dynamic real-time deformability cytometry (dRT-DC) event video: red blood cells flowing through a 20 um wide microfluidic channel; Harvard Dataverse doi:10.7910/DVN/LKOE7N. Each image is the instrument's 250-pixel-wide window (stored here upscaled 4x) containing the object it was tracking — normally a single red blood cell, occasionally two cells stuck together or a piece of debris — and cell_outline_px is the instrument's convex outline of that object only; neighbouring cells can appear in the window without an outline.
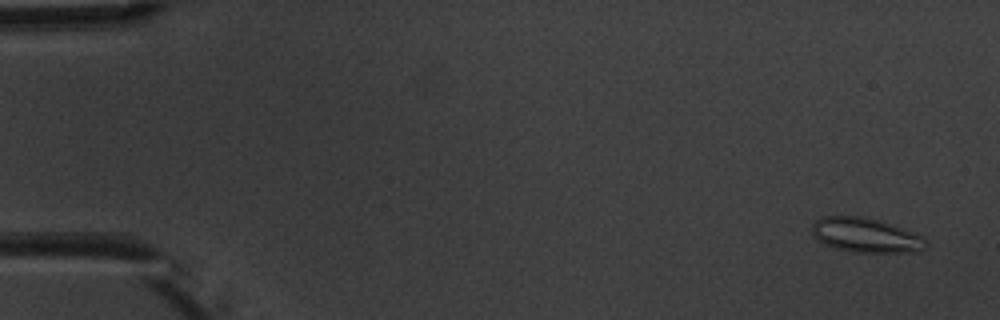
{"species": "common noctule bat (a hibernating species)", "species_latin": "Nyctalus noctula", "temperature_condition": "warm", "stored_images_in_passage": 6, "camera_frame_rate_fps": 3000, "um_per_image_px": 0.085, "animal": {"sex": "male", "body_mass_g": 20.1, "forearm_length_mm": 53.5}, "frame": {"image": 1, "passage_image": 1, "time_ms": 0.0, "image_size_px": [1000, 320], "cell_outline_px": [[928, 240], [924, 248], [920, 252], [852, 252], [836, 248], [824, 244], [812, 236], [812, 224], [820, 216], [860, 216], [880, 220], [924, 236]], "centroid_in_image_um": [73.59, 19.99], "position_along_channel_um": 11.4, "area_um2": 23.12}}
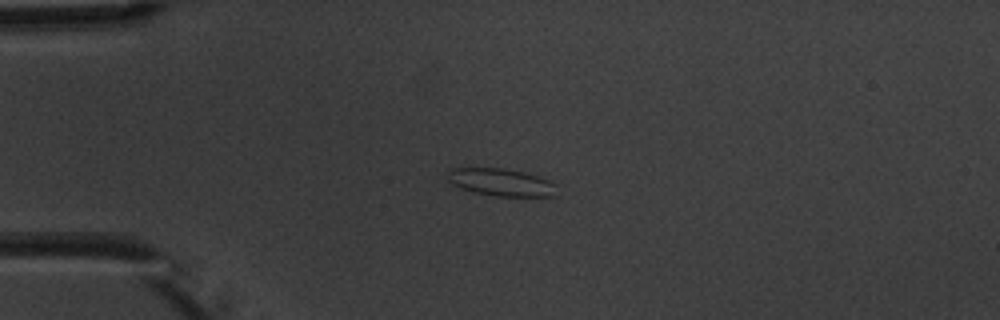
{"frame": {"image": 2, "passage_image": 4, "time_ms": 3.667, "image_size_px": [1000, 320], "cell_outline_px": [[556, 196], [496, 196], [472, 192], [460, 188], [452, 184], [448, 180], [448, 168], [504, 168], [524, 172], [548, 180], [556, 184]], "centroid_in_image_um": [42.57, 15.49], "position_along_channel_um": 42.4, "area_um2": 17.51}}